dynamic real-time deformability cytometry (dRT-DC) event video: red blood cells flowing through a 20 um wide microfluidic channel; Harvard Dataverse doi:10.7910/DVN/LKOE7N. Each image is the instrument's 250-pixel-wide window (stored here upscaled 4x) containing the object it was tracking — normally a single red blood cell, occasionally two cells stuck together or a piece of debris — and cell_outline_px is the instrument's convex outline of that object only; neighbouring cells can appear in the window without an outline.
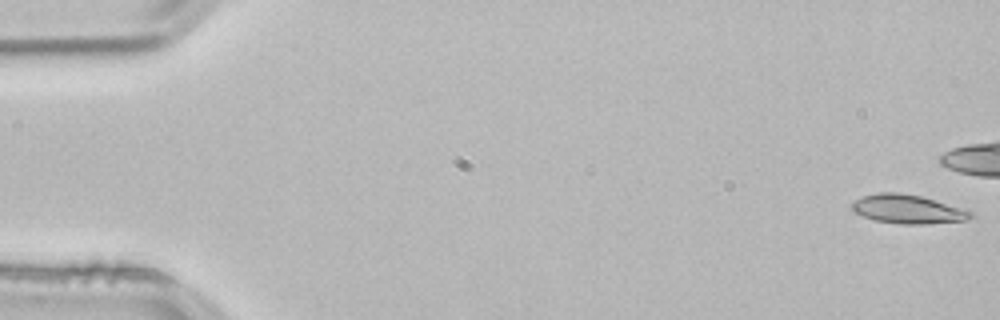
{"species": "common noctule bat (a hibernating species)", "species_latin": "Nyctalus noctula", "temperature_condition": "room temperature", "stored_images_in_passage": 42, "camera_frame_rate_fps": 3000, "um_per_image_px": 0.085, "animal": {"sex": "male", "body_mass_g": 21.5, "forearm_length_mm": 52.0}, "frame": {"image": 1, "passage_image": 1, "time_ms": 0.0, "image_size_px": [1000, 320], "cell_outline_px": [[972, 216], [964, 220], [924, 224], [900, 224], [876, 220], [864, 216], [856, 212], [852, 208], [852, 204], [856, 200], [864, 196], [880, 192], [896, 192], [920, 196], [972, 212]], "centroid_in_image_um": [77.12, 17.78], "position_along_channel_um": 7.9, "area_um2": 19.25}}
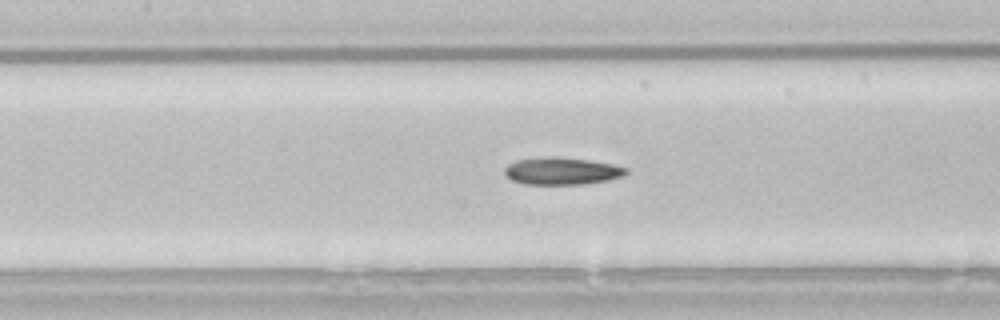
{"frame": {"image": 2, "passage_image": 24, "time_ms": 7.667, "image_size_px": [1000, 320], "cell_outline_px": [[628, 172], [624, 176], [608, 180], [580, 184], [524, 184], [512, 180], [504, 172], [504, 168], [508, 164], [516, 160], [548, 156], [556, 156], [588, 160], [612, 164], [628, 168]], "centroid_in_image_um": [47.75, 14.53], "position_along_channel_um": 159.6, "area_um2": 19.31}}
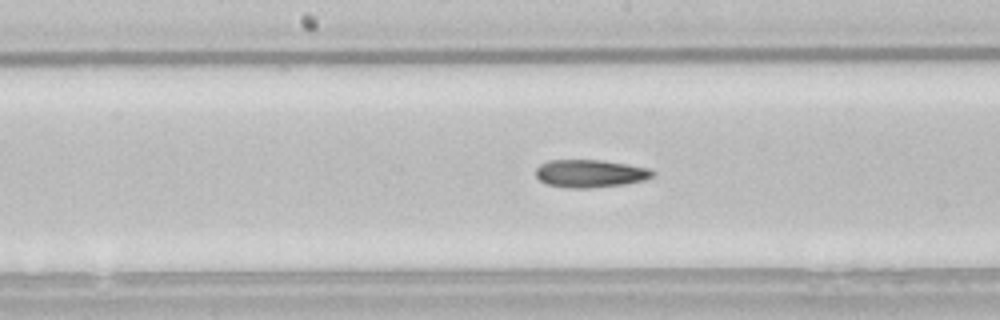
{"frame": {"image": 3, "passage_image": 27, "time_ms": 8.667, "image_size_px": [1000, 320], "cell_outline_px": [[656, 176], [644, 180], [624, 184], [592, 188], [564, 188], [548, 184], [540, 180], [536, 176], [536, 168], [540, 164], [548, 160], [600, 160], [628, 164], [648, 168], [656, 172]], "centroid_in_image_um": [50.18, 14.75], "position_along_channel_um": 198.0, "area_um2": 19.07}}